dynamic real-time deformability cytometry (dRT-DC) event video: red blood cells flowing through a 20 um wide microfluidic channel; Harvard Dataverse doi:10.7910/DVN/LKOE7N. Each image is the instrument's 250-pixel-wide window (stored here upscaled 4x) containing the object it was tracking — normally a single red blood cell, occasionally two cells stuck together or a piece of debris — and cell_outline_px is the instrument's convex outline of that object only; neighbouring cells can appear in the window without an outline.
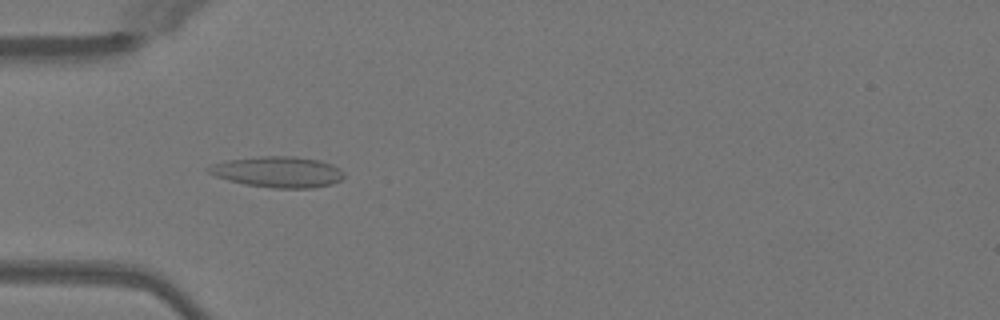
{"species": "Egyptian fruit bat (a non-hibernating species)", "species_latin": "Rousettus aegyptiacus", "temperature_condition": "warm", "stored_images_in_passage": 28, "camera_frame_rate_fps": 3000, "um_per_image_px": 0.085, "animal": {"sex": "female"}, "frame": {"image": 1, "passage_image": 8, "time_ms": 2.333, "image_size_px": [1000, 320], "cell_outline_px": [[344, 176], [340, 180], [332, 184], [312, 188], [272, 188], [244, 184], [228, 180], [216, 176], [208, 172], [204, 168], [212, 164], [228, 160], [260, 156], [296, 156], [320, 160], [332, 164], [340, 168], [344, 172]], "centroid_in_image_um": [23.63, 14.61], "position_along_channel_um": 61.4, "area_um2": 24.57}}
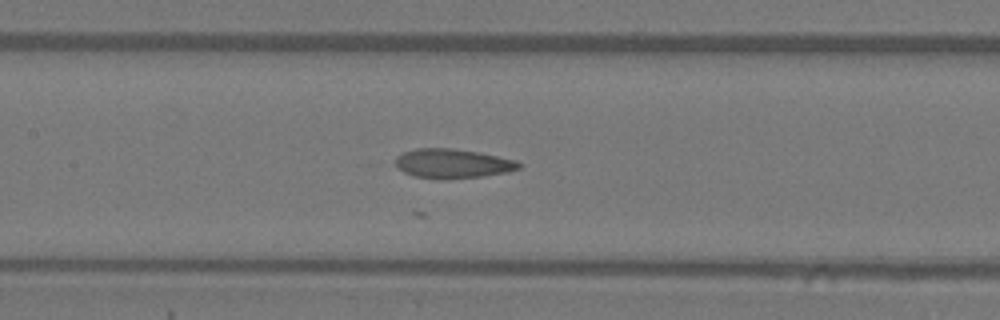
{"frame": {"image": 2, "passage_image": 16, "time_ms": 5.0, "image_size_px": [1000, 320], "cell_outline_px": [[524, 164], [520, 168], [508, 172], [480, 176], [448, 180], [440, 180], [412, 176], [404, 172], [396, 164], [396, 156], [404, 152], [416, 148], [452, 148], [480, 152], [516, 160]], "centroid_in_image_um": [38.49, 13.91], "position_along_channel_um": 168.9, "area_um2": 21.39}}
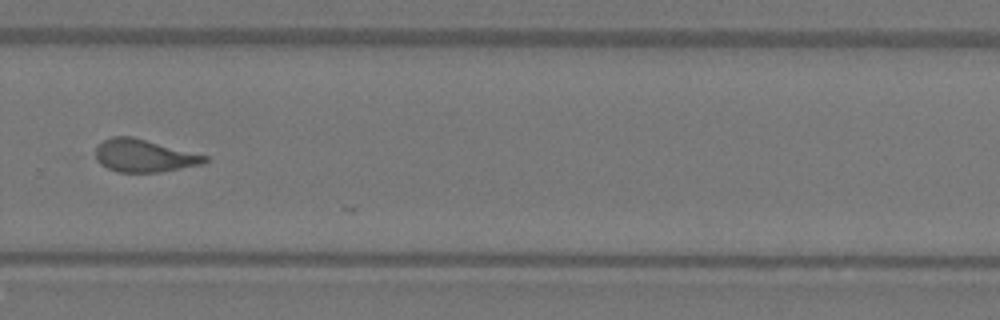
{"frame": {"image": 3, "passage_image": 27, "time_ms": 8.667, "image_size_px": [1000, 320], "cell_outline_px": [[208, 160], [200, 164], [160, 172], [116, 172], [100, 164], [96, 160], [96, 144], [112, 136], [132, 136], [208, 156]], "centroid_in_image_um": [12.19, 13.23], "position_along_channel_um": 317.6, "area_um2": 20.69}}